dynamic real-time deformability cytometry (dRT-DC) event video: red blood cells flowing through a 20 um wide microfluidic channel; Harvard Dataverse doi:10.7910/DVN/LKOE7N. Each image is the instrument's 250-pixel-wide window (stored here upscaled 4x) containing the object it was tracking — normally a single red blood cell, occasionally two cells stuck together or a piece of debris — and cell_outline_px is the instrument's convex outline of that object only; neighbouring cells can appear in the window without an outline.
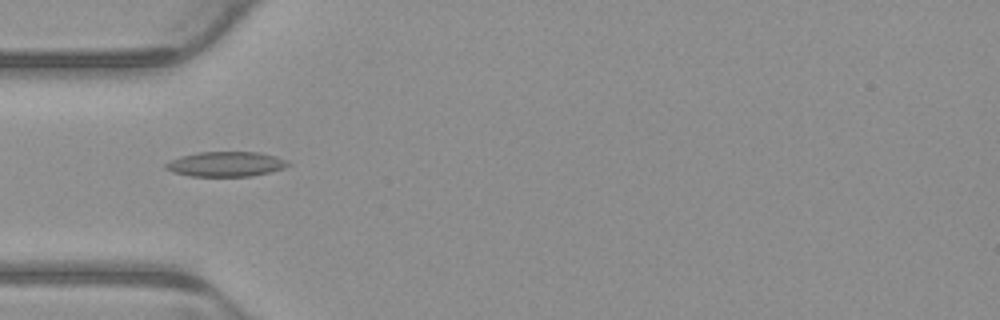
{"species": "common noctule bat (a hibernating species)", "species_latin": "Nyctalus noctula", "temperature_condition": "warm", "stored_images_in_passage": 6, "camera_frame_rate_fps": 3000, "um_per_image_px": 0.085, "animal": {"sex": "male", "body_mass_g": 23.1, "forearm_length_mm": 52.7}, "frame": {"image": 1, "passage_image": 4, "time_ms": 1.0, "image_size_px": [1000, 320], "cell_outline_px": [[292, 164], [284, 168], [252, 176], [192, 176], [172, 172], [164, 168], [164, 164], [180, 156], [196, 152], [260, 152], [276, 156], [288, 160]], "centroid_in_image_um": [19.21, 13.94], "position_along_channel_um": 65.8, "area_um2": 17.86}}
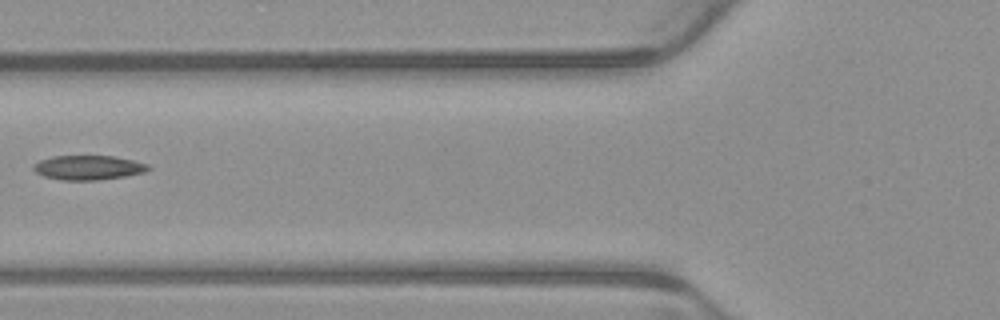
{"frame": {"image": 2, "passage_image": 5, "time_ms": 1.333, "image_size_px": [1000, 320], "cell_outline_px": [[152, 168], [144, 172], [124, 176], [96, 180], [60, 180], [44, 176], [36, 172], [32, 168], [32, 164], [40, 160], [52, 156], [112, 156], [132, 160], [148, 164]], "centroid_in_image_um": [7.47, 14.24], "position_along_channel_um": 118.3, "area_um2": 16.3}}
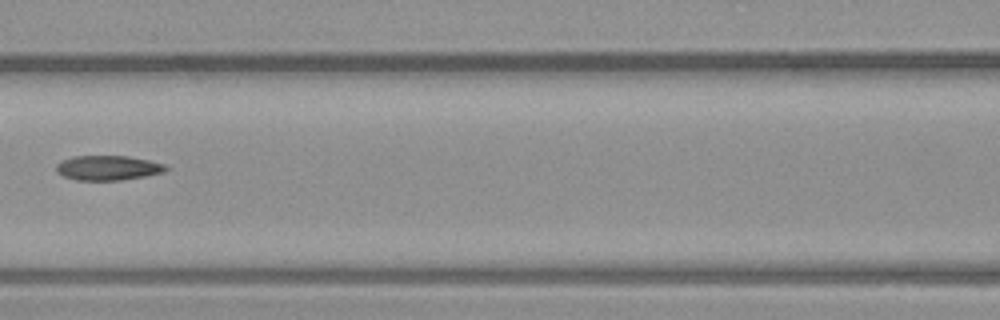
{"frame": {"image": 3, "passage_image": 6, "time_ms": 1.667, "image_size_px": [1000, 320], "cell_outline_px": [[168, 168], [164, 172], [144, 176], [120, 180], [76, 180], [64, 176], [56, 172], [56, 164], [72, 156], [128, 156], [148, 160], [164, 164]], "centroid_in_image_um": [9.15, 14.26], "position_along_channel_um": 157.4, "area_um2": 15.66}}